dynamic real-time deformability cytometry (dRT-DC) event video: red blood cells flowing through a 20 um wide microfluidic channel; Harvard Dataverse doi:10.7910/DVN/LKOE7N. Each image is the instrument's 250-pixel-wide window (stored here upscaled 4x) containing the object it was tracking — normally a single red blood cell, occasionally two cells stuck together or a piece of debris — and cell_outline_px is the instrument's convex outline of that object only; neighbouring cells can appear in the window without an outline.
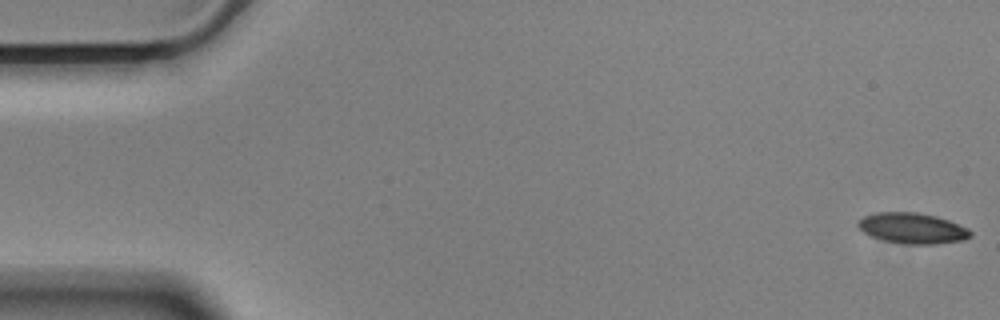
{"species": "Egyptian fruit bat (a non-hibernating species)", "species_latin": "Rousettus aegyptiacus", "temperature_condition": "cold", "stored_images_in_passage": 57, "camera_frame_rate_fps": 3000, "um_per_image_px": 0.085, "animal": {"sex": "male"}, "frame": {"image": 1, "passage_image": 1, "time_ms": 0.0, "image_size_px": [1000, 320], "cell_outline_px": [[972, 236], [964, 240], [936, 244], [904, 244], [884, 240], [872, 236], [864, 232], [856, 224], [864, 216], [876, 212], [916, 212], [936, 216], [948, 220], [968, 228], [972, 232]], "centroid_in_image_um": [77.58, 19.4], "position_along_channel_um": 7.4, "area_um2": 20.06}}
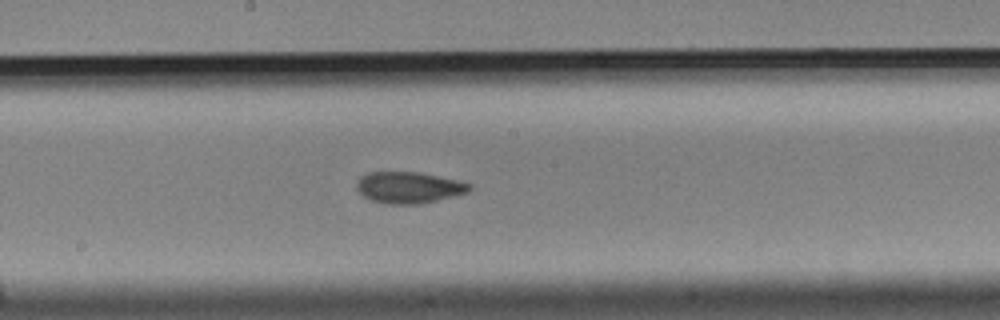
{"frame": {"image": 2, "passage_image": 30, "time_ms": 9.667, "image_size_px": [1000, 320], "cell_outline_px": [[472, 188], [468, 192], [420, 204], [384, 204], [372, 200], [364, 196], [356, 188], [356, 180], [360, 176], [368, 172], [420, 172], [460, 180], [472, 184]], "centroid_in_image_um": [34.75, 15.92], "position_along_channel_um": 213.5, "area_um2": 20.81}}
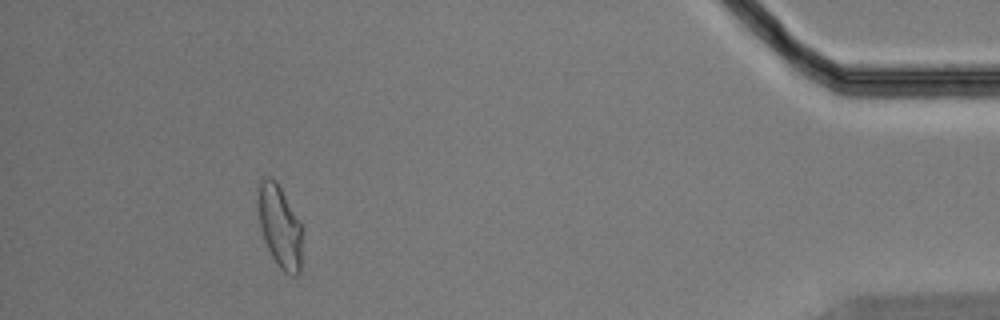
{"frame": {"image": 3, "passage_image": 52, "time_ms": 17.0, "image_size_px": [1000, 320], "cell_outline_px": [[300, 272], [296, 276], [292, 276], [284, 272], [280, 268], [272, 256], [264, 240], [260, 228], [260, 180], [264, 176], [268, 176], [276, 180], [300, 224]], "centroid_in_image_um": [23.78, 19.28], "position_along_channel_um": 411.4, "area_um2": 20.23}, "authors_computed_cell_mechanics": {"area_um2": 20.6346, "velocity_mm_per_s": 3.5251, "shape_relaxation_time_tau1_ms": 9.3358, "shape_relaxation_time_tau2_ms": 2.7282, "deformation_change_tau1": 0.179, "deformation_change_tau2": 0.0919}}